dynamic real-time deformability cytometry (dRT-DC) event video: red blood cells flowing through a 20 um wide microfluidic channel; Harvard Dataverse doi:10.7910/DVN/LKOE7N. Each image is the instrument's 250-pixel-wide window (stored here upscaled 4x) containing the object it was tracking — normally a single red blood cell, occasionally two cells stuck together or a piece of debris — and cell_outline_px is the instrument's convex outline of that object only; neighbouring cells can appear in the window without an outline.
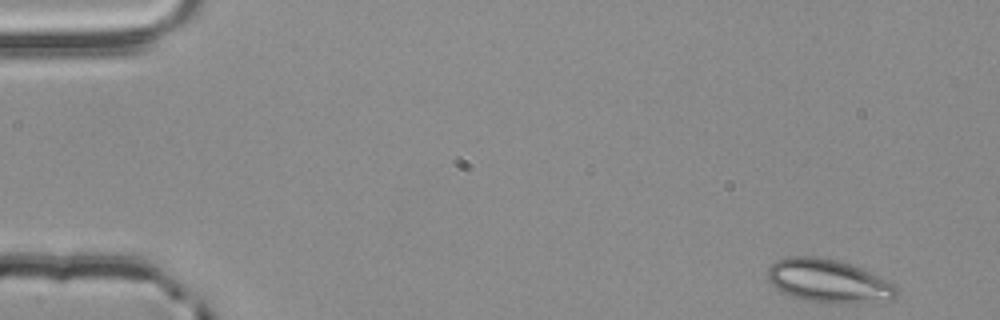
{"species": "common noctule bat (a hibernating species)", "species_latin": "Nyctalus noctula", "temperature_condition": "room temperature", "stored_images_in_passage": 52, "camera_frame_rate_fps": 3000, "um_per_image_px": 0.085, "animal": {"sex": "male", "body_mass_g": 20.4}, "frame": {"image": 1, "passage_image": 1, "time_ms": 0.0, "image_size_px": [1000, 320], "cell_outline_px": [[900, 292], [892, 300], [832, 304], [804, 300], [780, 292], [768, 280], [768, 268], [776, 260], [788, 256], [820, 256], [836, 260], [860, 268], [896, 284], [900, 288]], "centroid_in_image_um": [70.43, 23.89], "position_along_channel_um": 14.6, "area_um2": 32.77}}
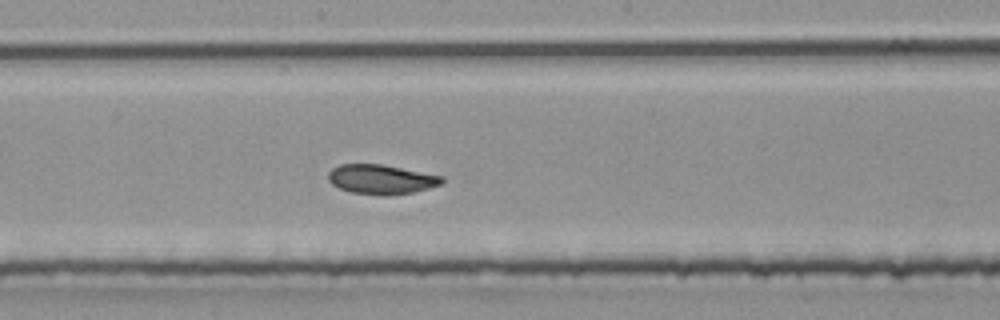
{"frame": {"image": 2, "passage_image": 27, "time_ms": 8.667, "image_size_px": [1000, 320], "cell_outline_px": [[444, 180], [440, 184], [428, 188], [412, 192], [388, 196], [348, 192], [332, 184], [328, 180], [328, 172], [332, 168], [340, 164], [384, 164], [444, 176]], "centroid_in_image_um": [32.39, 15.24], "position_along_channel_um": 215.8, "area_um2": 19.71}}
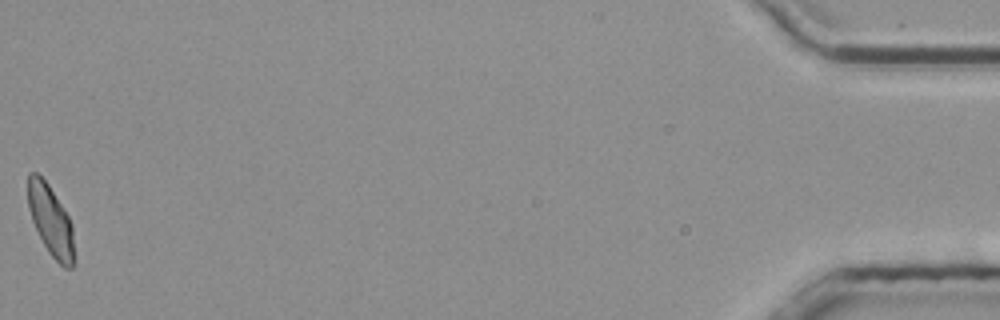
{"frame": {"image": 3, "passage_image": 52, "time_ms": 17.0, "image_size_px": [1000, 320], "cell_outline_px": [[72, 268], [64, 268], [48, 252], [32, 220], [28, 208], [28, 172], [36, 172], [48, 184], [68, 216], [72, 224]], "centroid_in_image_um": [4.27, 18.71], "position_along_channel_um": 430.9, "area_um2": 18.38}, "authors_computed_cell_mechanics": {"area_um2": 19.6809, "velocity_mm_per_s": 3.835, "shape_relaxation_time_tau1_ms": null, "shape_relaxation_time_tau2_ms": 3.2568, "deformation_change_tau1": null, "deformation_change_tau2": 0.0871}}